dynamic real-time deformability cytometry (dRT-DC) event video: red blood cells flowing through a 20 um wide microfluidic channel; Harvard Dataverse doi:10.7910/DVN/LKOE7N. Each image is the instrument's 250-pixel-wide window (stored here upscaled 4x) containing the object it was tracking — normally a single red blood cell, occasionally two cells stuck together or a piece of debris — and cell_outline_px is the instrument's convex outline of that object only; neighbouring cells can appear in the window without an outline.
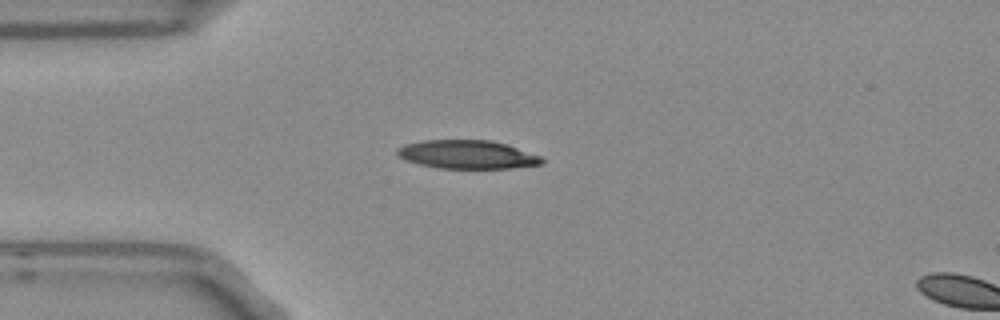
{"species": "Egyptian fruit bat (a non-hibernating species)", "species_latin": "Rousettus aegyptiacus", "temperature_condition": "room temperature", "stored_images_in_passage": 4, "camera_frame_rate_fps": 3000, "um_per_image_px": 0.085, "frame": {"image": 1, "passage_image": 4, "time_ms": 1.0, "image_size_px": [1000, 320], "cell_outline_px": [[544, 164], [512, 168], [436, 168], [404, 160], [396, 152], [396, 148], [404, 144], [424, 140], [492, 140], [508, 144], [540, 156], [544, 160]], "centroid_in_image_um": [39.72, 13.13], "position_along_channel_um": 45.3, "area_um2": 24.16}}